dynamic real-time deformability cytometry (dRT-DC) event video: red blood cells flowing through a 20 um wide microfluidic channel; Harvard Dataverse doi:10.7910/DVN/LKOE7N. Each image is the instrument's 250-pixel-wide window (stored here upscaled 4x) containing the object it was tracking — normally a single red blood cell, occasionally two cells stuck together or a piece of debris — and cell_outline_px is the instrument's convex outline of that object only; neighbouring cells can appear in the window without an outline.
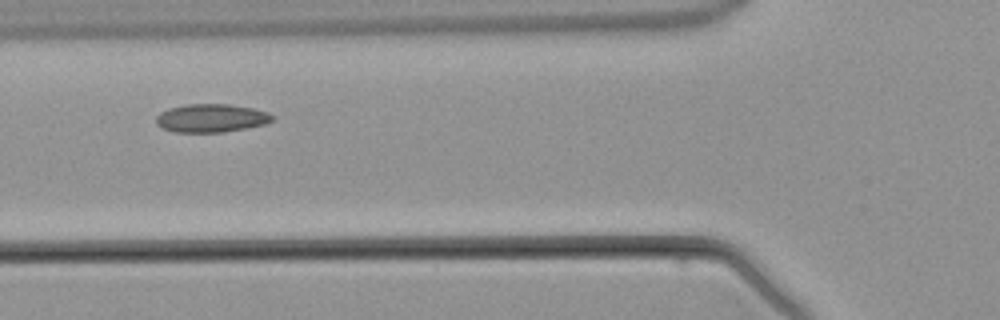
{"species": "common noctule bat (a hibernating species)", "species_latin": "Nyctalus noctula", "temperature_condition": "warm", "stored_images_in_passage": 3, "camera_frame_rate_fps": 3000, "um_per_image_px": 0.085, "animal": {"sex": "male", "body_mass_g": 21.5, "forearm_length_mm": 52.0}, "frame": {"image": 1, "passage_image": 3, "time_ms": 2.333, "image_size_px": [1000, 320], "cell_outline_px": [[276, 116], [272, 120], [264, 124], [248, 128], [224, 132], [176, 132], [164, 128], [156, 124], [156, 116], [160, 112], [168, 108], [184, 104], [228, 104], [252, 108], [268, 112]], "centroid_in_image_um": [17.96, 10.03], "position_along_channel_um": 107.8, "area_um2": 19.25}}